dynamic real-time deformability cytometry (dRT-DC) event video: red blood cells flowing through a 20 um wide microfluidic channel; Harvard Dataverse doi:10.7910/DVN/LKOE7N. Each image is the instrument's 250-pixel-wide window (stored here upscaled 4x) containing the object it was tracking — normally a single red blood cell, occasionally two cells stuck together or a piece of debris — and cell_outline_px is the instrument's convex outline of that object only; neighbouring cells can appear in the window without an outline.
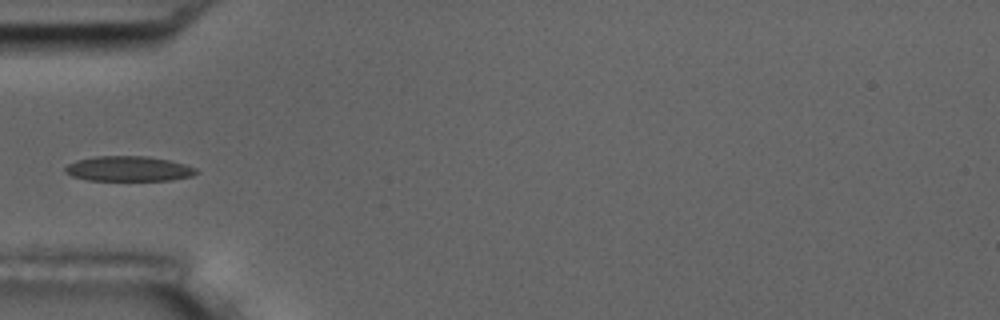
{"species": "common noctule bat (a hibernating species)", "species_latin": "Nyctalus noctula", "temperature_condition": "room temperature", "stored_images_in_passage": 1, "camera_frame_rate_fps": 3000, "um_per_image_px": 0.085, "animal": {"sex": "male", "body_mass_g": 17.5, "forearm_length_mm": 52.3}, "frame": {"image": 1, "passage_image": 1, "time_ms": 0.0, "image_size_px": [1000, 320], "cell_outline_px": [[200, 172], [192, 176], [172, 180], [88, 180], [72, 176], [64, 172], [64, 168], [68, 164], [76, 160], [96, 156], [148, 156], [172, 160], [196, 168]], "centroid_in_image_um": [10.95, 14.34], "position_along_channel_um": 74.0, "area_um2": 19.31}}